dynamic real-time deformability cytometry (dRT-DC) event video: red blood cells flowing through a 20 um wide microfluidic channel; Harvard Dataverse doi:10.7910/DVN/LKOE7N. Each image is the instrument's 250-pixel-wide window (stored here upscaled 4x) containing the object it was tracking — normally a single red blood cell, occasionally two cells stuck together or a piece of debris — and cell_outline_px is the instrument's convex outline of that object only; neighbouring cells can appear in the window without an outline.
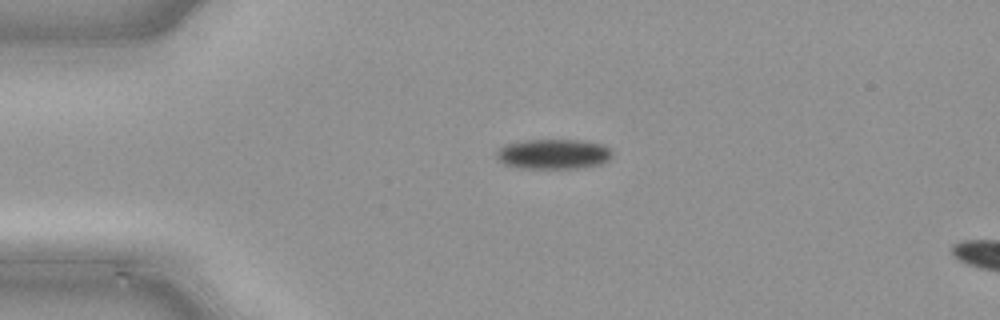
{"species": "common noctule bat (a hibernating species)", "species_latin": "Nyctalus noctula", "temperature_condition": "cold", "stored_images_in_passage": 5, "camera_frame_rate_fps": 3000, "um_per_image_px": 0.085, "animal": {"sex": "male", "body_mass_g": 21.5, "forearm_length_mm": 52.0}, "frame": {"image": 1, "passage_image": 1, "time_ms": 0.0, "image_size_px": [1000, 320], "cell_outline_px": [[612, 156], [604, 164], [576, 168], [524, 168], [504, 164], [496, 156], [496, 152], [504, 144], [524, 140], [580, 140], [604, 144], [612, 152]], "centroid_in_image_um": [47.06, 13.09], "position_along_channel_um": 37.9, "area_um2": 20.29}}